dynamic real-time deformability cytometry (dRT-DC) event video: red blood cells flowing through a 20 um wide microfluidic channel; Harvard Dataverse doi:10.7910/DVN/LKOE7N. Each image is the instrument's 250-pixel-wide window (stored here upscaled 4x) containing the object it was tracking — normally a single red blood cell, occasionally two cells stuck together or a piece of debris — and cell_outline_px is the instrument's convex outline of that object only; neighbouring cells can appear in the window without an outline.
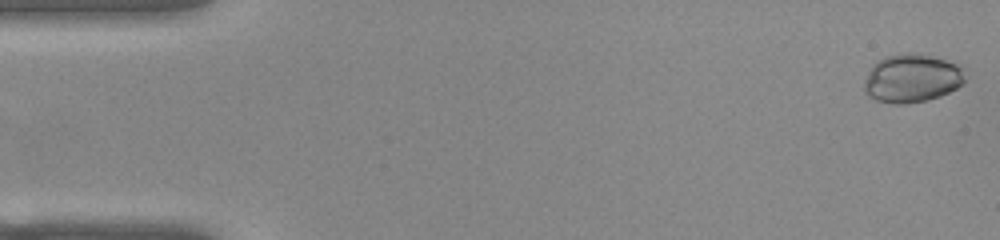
{"species": "common noctule bat (a hibernating species)", "species_latin": "Nyctalus noctula", "temperature_condition": "warm", "stored_images_in_passage": 52, "camera_frame_rate_fps": 3000, "um_per_image_px": 0.085, "animal": {"sex": "female", "body_mass_g": 22.0, "forearm_length_mm": 56.7}, "frame": {"image": 1, "passage_image": 1, "time_ms": 0.0, "image_size_px": [1000, 240], "cell_outline_px": [[964, 80], [956, 88], [940, 96], [928, 100], [904, 104], [896, 104], [876, 100], [868, 96], [864, 92], [864, 80], [872, 64], [876, 60], [884, 56], [900, 52], [924, 52], [956, 64], [960, 68]], "centroid_in_image_um": [77.44, 6.62], "position_along_channel_um": 7.6, "area_um2": 28.78}}
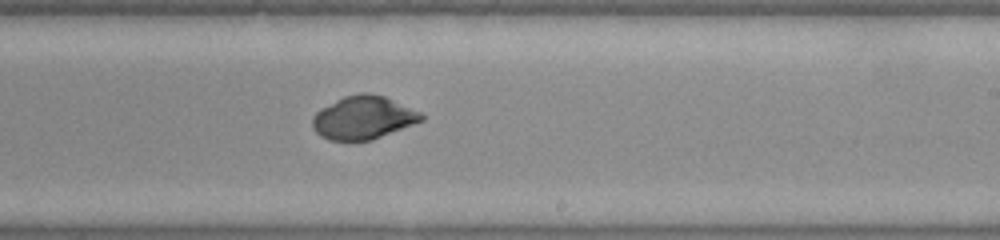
{"frame": {"image": 2, "passage_image": 31, "time_ms": 10.0, "image_size_px": [1000, 240], "cell_outline_px": [[424, 120], [372, 140], [352, 144], [348, 144], [328, 140], [320, 136], [312, 128], [312, 116], [320, 108], [344, 96], [360, 92], [368, 92], [384, 96], [420, 112], [424, 116]], "centroid_in_image_um": [30.82, 10.04], "position_along_channel_um": 258.2, "area_um2": 28.09}}
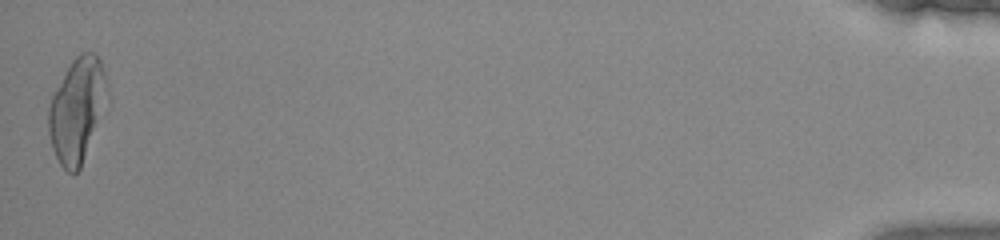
{"frame": {"image": 3, "passage_image": 52, "time_ms": 17.0, "image_size_px": [1000, 240], "cell_outline_px": [[108, 84], [80, 168], [72, 176], [60, 164], [52, 148], [48, 132], [48, 108], [52, 96], [72, 60], [80, 52], [96, 52], [100, 60], [108, 80]], "centroid_in_image_um": [6.48, 9.29], "position_along_channel_um": 428.7, "area_um2": 34.1}, "authors_computed_cell_mechanics": {"area_um2": 28.1486, "velocity_mm_per_s": 3.8743, "shape_relaxation_time_tau1_ms": 7.1001, "shape_relaxation_time_tau2_ms": null, "deformation_change_tau1": 0.1438, "deformation_change_tau2": null}}